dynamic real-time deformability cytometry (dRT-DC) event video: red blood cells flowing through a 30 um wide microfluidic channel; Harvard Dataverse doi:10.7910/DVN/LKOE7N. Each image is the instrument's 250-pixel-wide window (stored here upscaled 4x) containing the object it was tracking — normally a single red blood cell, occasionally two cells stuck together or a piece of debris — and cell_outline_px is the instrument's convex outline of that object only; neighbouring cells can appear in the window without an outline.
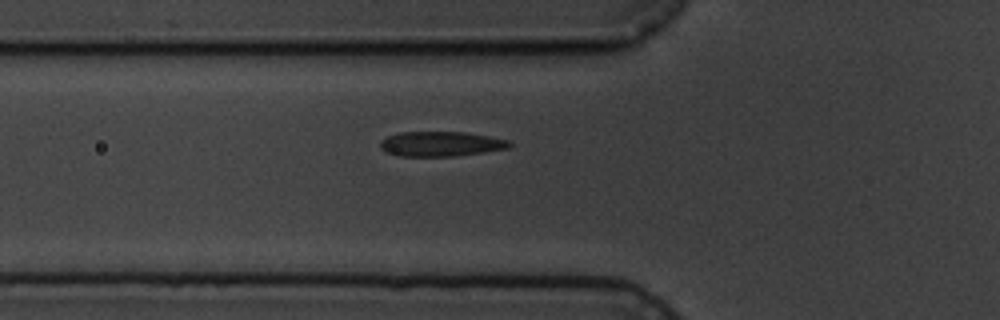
{"species": "common noctule bat (a hibernating species)", "species_latin": "Nyctalus noctula", "temperature_condition": "cold", "stored_images_in_passage": 6, "camera_frame_rate_fps": 3000, "um_per_image_px": 0.085, "animal": {"sex": "male", "body_mass_g": 19.5, "forearm_length_mm": 54.6}, "frame": {"image": 1, "passage_image": 6, "time_ms": 5.667, "image_size_px": [1000, 320], "cell_outline_px": [[512, 144], [508, 148], [484, 152], [456, 156], [400, 156], [388, 152], [380, 148], [380, 140], [388, 136], [400, 132], [464, 132], [488, 136], [508, 140]], "centroid_in_image_um": [37.46, 12.23], "position_along_channel_um": 88.3, "area_um2": 18.61}}